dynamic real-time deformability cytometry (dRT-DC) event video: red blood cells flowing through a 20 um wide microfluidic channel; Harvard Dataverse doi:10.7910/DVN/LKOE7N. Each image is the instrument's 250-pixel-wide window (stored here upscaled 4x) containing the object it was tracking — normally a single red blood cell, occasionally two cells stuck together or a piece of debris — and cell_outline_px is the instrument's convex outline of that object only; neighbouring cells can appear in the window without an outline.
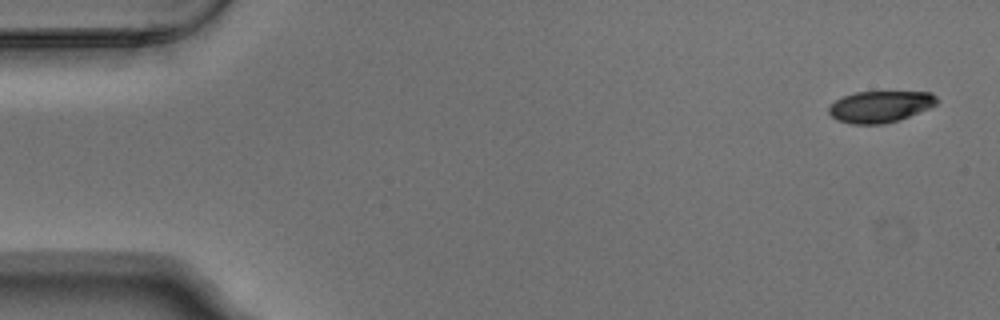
{"species": "Egyptian fruit bat (a non-hibernating species)", "species_latin": "Rousettus aegyptiacus", "temperature_condition": "warm", "stored_images_in_passage": 5, "camera_frame_rate_fps": 3000, "um_per_image_px": 0.085, "animal": {"sex": "male"}, "frame": {"image": 1, "passage_image": 1, "time_ms": 0.0, "image_size_px": [1000, 320], "cell_outline_px": [[940, 100], [936, 104], [928, 108], [900, 120], [884, 124], [852, 124], [836, 120], [828, 112], [828, 108], [836, 100], [844, 96], [856, 92], [932, 92]], "centroid_in_image_um": [74.83, 9.07], "position_along_channel_um": 10.2, "area_um2": 19.83}}
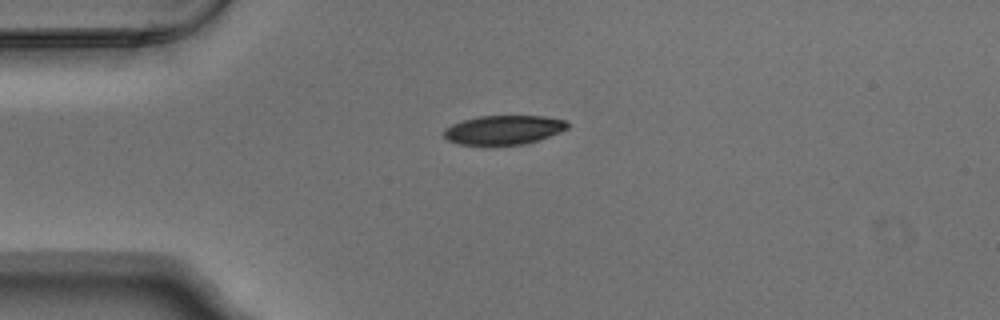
{"frame": {"image": 2, "passage_image": 4, "time_ms": 1.0, "image_size_px": [1000, 320], "cell_outline_px": [[568, 128], [560, 132], [524, 144], [460, 144], [448, 140], [444, 136], [444, 128], [452, 124], [464, 120], [480, 116], [544, 116], [564, 120], [568, 124]], "centroid_in_image_um": [42.8, 11.03], "position_along_channel_um": 42.2, "area_um2": 20.58}}